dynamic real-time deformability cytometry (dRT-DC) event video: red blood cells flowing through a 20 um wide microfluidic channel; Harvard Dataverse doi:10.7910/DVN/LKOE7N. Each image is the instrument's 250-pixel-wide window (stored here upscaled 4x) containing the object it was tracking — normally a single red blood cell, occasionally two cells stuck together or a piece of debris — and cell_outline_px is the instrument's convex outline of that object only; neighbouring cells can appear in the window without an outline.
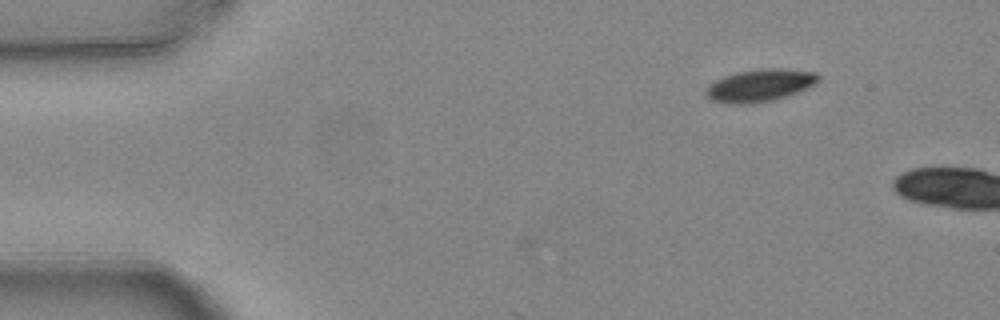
{"species": "common noctule bat (a hibernating species)", "species_latin": "Nyctalus noctula", "temperature_condition": "warm", "stored_images_in_passage": 2, "camera_frame_rate_fps": 3000, "um_per_image_px": 0.085, "animal": {"sex": "female", "body_mass_g": 24.6, "forearm_length_mm": 56.2}, "frame": {"image": 1, "passage_image": 2, "time_ms": 0.333, "image_size_px": [1000, 320], "cell_outline_px": [[820, 80], [816, 84], [808, 88], [788, 96], [776, 100], [756, 104], [728, 104], [712, 100], [704, 92], [708, 84], [724, 76], [740, 72], [772, 68], [776, 68], [816, 72], [820, 76]], "centroid_in_image_um": [64.62, 7.29], "position_along_channel_um": 20.4, "area_um2": 21.39}}